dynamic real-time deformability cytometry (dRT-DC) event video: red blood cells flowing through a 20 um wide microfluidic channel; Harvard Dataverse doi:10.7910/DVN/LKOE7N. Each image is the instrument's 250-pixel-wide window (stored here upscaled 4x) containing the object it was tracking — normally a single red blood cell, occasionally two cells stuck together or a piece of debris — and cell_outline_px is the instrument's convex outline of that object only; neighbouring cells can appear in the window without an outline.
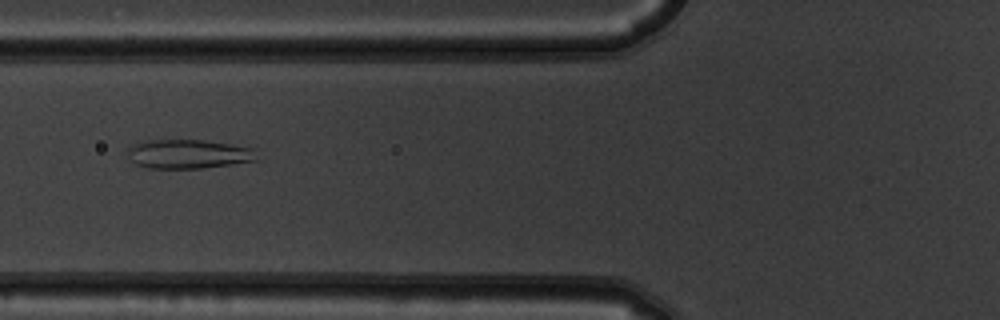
{"species": "common noctule bat (a hibernating species)", "species_latin": "Nyctalus noctula", "temperature_condition": "warm", "stored_images_in_passage": 3, "camera_frame_rate_fps": 3000, "um_per_image_px": 0.085, "animal": {"sex": "male", "body_mass_g": 19.5, "forearm_length_mm": 54.6}, "frame": {"image": 1, "passage_image": 3, "time_ms": 0.667, "image_size_px": [1000, 320], "cell_outline_px": [[260, 160], [204, 168], [148, 168], [136, 164], [128, 156], [128, 148], [132, 144], [148, 140], [204, 140], [252, 148]], "centroid_in_image_um": [16.01, 13.09], "position_along_channel_um": 109.8, "area_um2": 21.85}}